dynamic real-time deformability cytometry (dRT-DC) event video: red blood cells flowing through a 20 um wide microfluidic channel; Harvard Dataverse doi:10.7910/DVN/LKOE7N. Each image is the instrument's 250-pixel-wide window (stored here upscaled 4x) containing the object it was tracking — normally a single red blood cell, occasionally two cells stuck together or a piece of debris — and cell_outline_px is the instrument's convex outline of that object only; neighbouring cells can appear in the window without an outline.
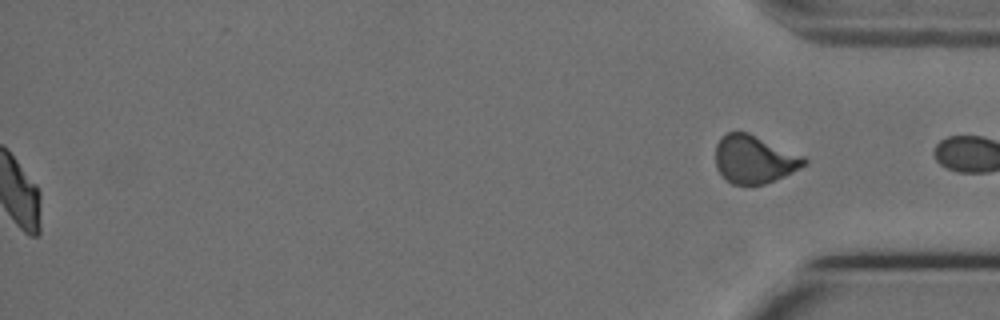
{"species": "Egyptian fruit bat (a non-hibernating species)", "species_latin": "Rousettus aegyptiacus", "temperature_condition": "cold", "stored_images_in_passage": 55, "segment_of_instrument_passage": [2, 2], "camera_frame_rate_fps": 3000, "um_per_image_px": 0.085, "animal": {"sex": "female"}, "frame": {"image": 1, "passage_image": 55, "time_ms": 18.0, "image_size_px": [1000, 320], "cell_outline_px": [[808, 160], [804, 164], [792, 172], [784, 176], [764, 184], [732, 184], [724, 180], [716, 168], [716, 144], [720, 136], [728, 132], [748, 132], [804, 156]], "centroid_in_image_um": [64.06, 13.53], "position_along_channel_um": 371.1, "area_um2": 24.74}}